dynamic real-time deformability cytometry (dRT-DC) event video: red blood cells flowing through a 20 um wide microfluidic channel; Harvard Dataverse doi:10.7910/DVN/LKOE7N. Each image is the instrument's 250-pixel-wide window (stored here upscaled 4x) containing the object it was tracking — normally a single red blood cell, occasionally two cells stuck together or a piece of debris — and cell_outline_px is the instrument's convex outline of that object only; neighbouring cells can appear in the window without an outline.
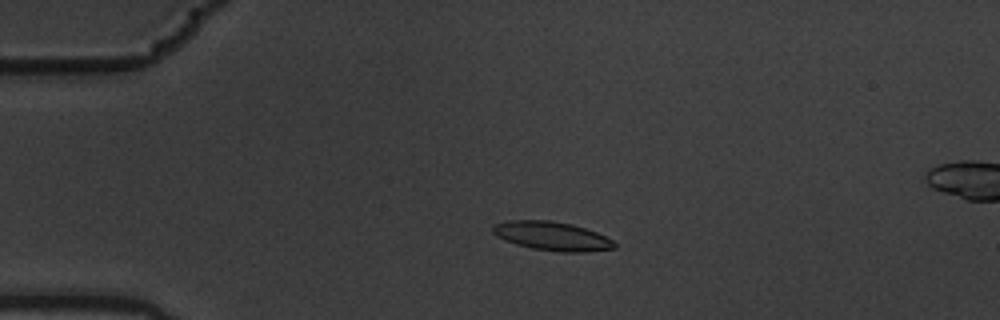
{"species": "common noctule bat (a hibernating species)", "species_latin": "Nyctalus noctula", "temperature_condition": "warm", "stored_images_in_passage": 6, "camera_frame_rate_fps": 3000, "um_per_image_px": 0.085, "animal": {"sex": "male", "body_mass_g": 19.5, "forearm_length_mm": 54.6}, "frame": {"image": 1, "passage_image": 4, "time_ms": 1.0, "image_size_px": [1000, 320], "cell_outline_px": [[616, 248], [584, 252], [560, 252], [532, 248], [516, 244], [496, 236], [492, 232], [492, 228], [496, 224], [508, 220], [548, 220], [572, 224], [596, 232], [612, 240], [616, 244]], "centroid_in_image_um": [46.92, 20.07], "position_along_channel_um": 38.1, "area_um2": 20.29}}